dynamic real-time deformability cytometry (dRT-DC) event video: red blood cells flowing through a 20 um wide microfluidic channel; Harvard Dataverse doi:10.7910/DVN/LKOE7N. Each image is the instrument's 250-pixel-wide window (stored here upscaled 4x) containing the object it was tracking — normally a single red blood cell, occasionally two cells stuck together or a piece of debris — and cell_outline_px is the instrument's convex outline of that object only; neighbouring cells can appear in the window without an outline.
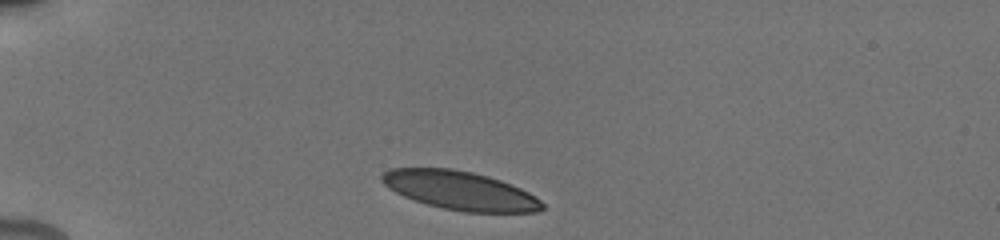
{"species": "human", "species_latin": "Homo sapiens", "temperature_condition": "cold", "stored_images_in_passage": 29, "camera_frame_rate_fps": 3000, "um_per_image_px": 0.085, "donor": {"sex": "male"}, "frame": {"image": 1, "passage_image": 1, "time_ms": 0.0, "image_size_px": [1000, 240], "cell_outline_px": [[544, 208], [536, 212], [464, 212], [444, 208], [428, 204], [404, 196], [388, 188], [380, 180], [380, 176], [384, 172], [392, 168], [452, 168], [472, 172], [488, 176], [500, 180], [520, 188], [536, 196], [544, 204]], "centroid_in_image_um": [39.11, 16.19], "position_along_channel_um": 45.9, "area_um2": 35.95}}
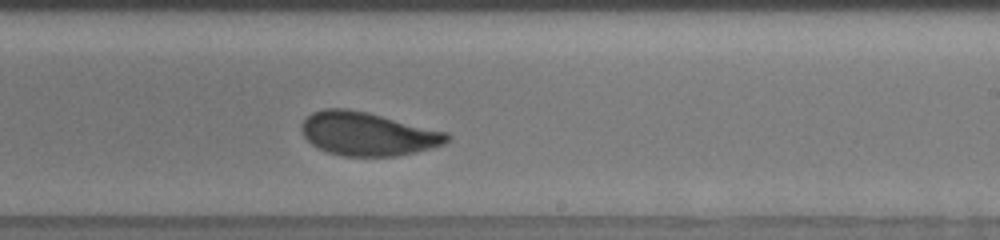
{"frame": {"image": 2, "passage_image": 15, "time_ms": 6.667, "image_size_px": [1000, 240], "cell_outline_px": [[452, 136], [444, 144], [416, 152], [396, 156], [340, 156], [316, 148], [304, 136], [300, 128], [304, 120], [312, 112], [324, 108], [348, 108], [368, 112], [448, 132]], "centroid_in_image_um": [31.25, 11.37], "position_along_channel_um": 257.8, "area_um2": 37.05}}
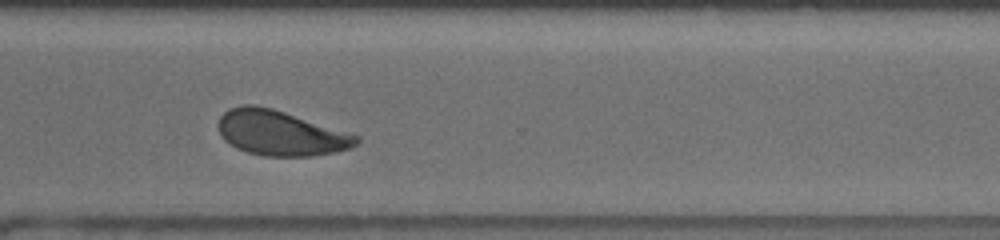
{"frame": {"image": 3, "passage_image": 22, "time_ms": 9.0, "image_size_px": [1000, 240], "cell_outline_px": [[360, 140], [352, 148], [336, 152], [312, 156], [264, 156], [248, 152], [236, 148], [224, 140], [220, 132], [220, 116], [228, 108], [244, 104], [252, 104], [272, 108], [360, 136]], "centroid_in_image_um": [23.85, 11.31], "position_along_channel_um": 346.7, "area_um2": 36.07}, "authors_computed_cell_mechanics": {"area_um2": 37.0498, "velocity_mm_per_s": 3.8042, "shape_relaxation_time_tau1_ms": 4.4915, "shape_relaxation_time_tau2_ms": 0.797, "deformation_change_tau1": 0.1173, "deformation_change_tau2": 0.0354}}